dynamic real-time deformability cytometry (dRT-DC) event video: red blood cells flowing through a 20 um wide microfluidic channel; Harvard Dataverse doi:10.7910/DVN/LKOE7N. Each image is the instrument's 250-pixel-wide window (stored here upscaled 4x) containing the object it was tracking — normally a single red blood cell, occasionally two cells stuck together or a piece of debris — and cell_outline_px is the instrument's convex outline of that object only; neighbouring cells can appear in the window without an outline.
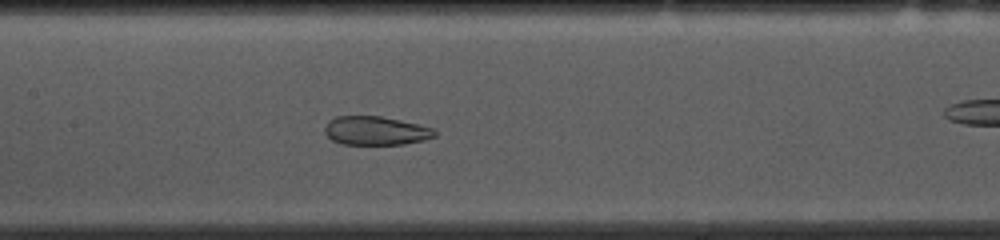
{"species": "common noctule bat (a hibernating species)", "species_latin": "Nyctalus noctula", "temperature_condition": "cold", "stored_images_in_passage": 54, "camera_frame_rate_fps": 3000, "um_per_image_px": 0.085, "animal": {"sex": "female", "body_mass_g": 10.0, "forearm_length_mm": 53.1}, "frame": {"image": 1, "passage_image": 24, "time_ms": 7.667, "image_size_px": [1000, 240], "cell_outline_px": [[436, 136], [424, 140], [404, 144], [340, 144], [332, 140], [324, 132], [324, 128], [328, 120], [336, 116], [380, 116], [420, 124], [436, 128]], "centroid_in_image_um": [31.95, 11.1], "position_along_channel_um": 175.4, "area_um2": 18.61}}
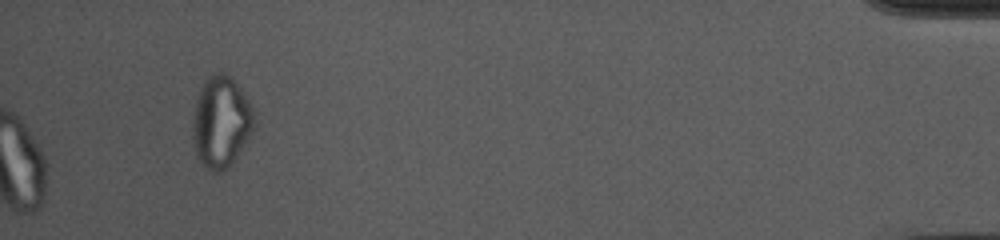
{"frame": {"image": 2, "passage_image": 54, "time_ms": 17.667, "image_size_px": [1000, 240], "cell_outline_px": [[256, 128], [228, 168], [220, 172], [212, 172], [200, 160], [196, 152], [192, 124], [192, 120], [196, 100], [200, 88], [204, 80], [208, 76], [216, 72], [224, 72], [232, 76], [244, 92], [252, 104], [256, 112]], "centroid_in_image_um": [18.84, 10.31], "position_along_channel_um": 416.4, "area_um2": 33.23}, "authors_computed_cell_mechanics": {"area_um2": 26.8192, "velocity_mm_per_s": 3.6888, "shape_relaxation_time_tau1_ms": null, "shape_relaxation_time_tau2_ms": 1.9541, "deformation_change_tau1": null, "deformation_change_tau2": 0.0763}}